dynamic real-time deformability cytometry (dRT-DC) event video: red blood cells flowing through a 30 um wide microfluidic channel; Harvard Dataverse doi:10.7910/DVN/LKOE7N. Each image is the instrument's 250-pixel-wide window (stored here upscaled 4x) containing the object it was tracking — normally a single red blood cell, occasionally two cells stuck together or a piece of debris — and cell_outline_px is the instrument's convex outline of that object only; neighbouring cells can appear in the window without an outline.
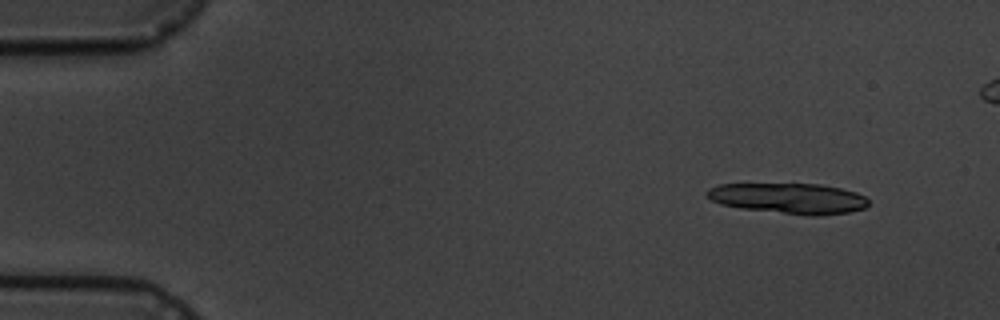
{"species": "common noctule bat (a hibernating species)", "species_latin": "Nyctalus noctula", "temperature_condition": "cold", "stored_images_in_passage": 6, "camera_frame_rate_fps": 3000, "um_per_image_px": 0.085, "animal": {"sex": "male", "body_mass_g": 19.5, "forearm_length_mm": 54.6}, "frame": {"image": 1, "passage_image": 2, "time_ms": 1.333, "image_size_px": [1000, 320], "cell_outline_px": [[868, 204], [864, 208], [848, 212], [816, 216], [812, 216], [740, 208], [720, 204], [712, 200], [704, 192], [708, 188], [720, 184], [820, 184], [840, 188], [856, 192], [864, 196], [868, 200]], "centroid_in_image_um": [67.03, 16.86], "position_along_channel_um": 18.0, "area_um2": 28.67}}